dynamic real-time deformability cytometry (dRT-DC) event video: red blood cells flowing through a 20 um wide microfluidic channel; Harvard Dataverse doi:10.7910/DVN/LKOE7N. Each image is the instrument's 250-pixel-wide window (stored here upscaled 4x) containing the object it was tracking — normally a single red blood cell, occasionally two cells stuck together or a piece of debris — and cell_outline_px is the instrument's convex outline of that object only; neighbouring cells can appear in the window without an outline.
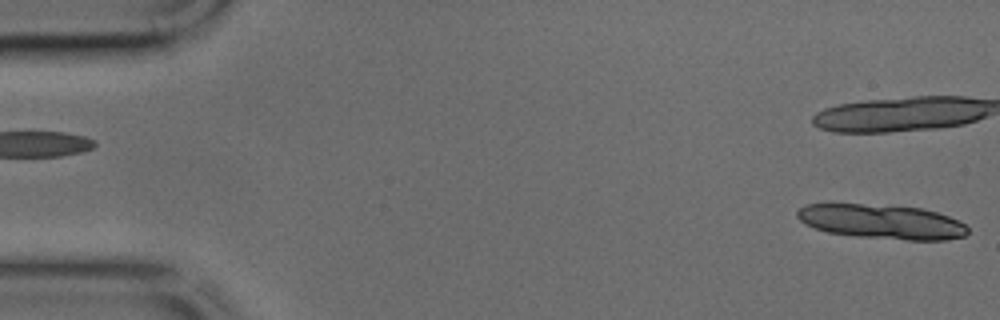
{"species": "common noctule bat (a hibernating species)", "species_latin": "Nyctalus noctula", "temperature_condition": "cold", "stored_images_in_passage": 10, "camera_frame_rate_fps": 3000, "um_per_image_px": 0.085, "animal": {"sex": "male", "body_mass_g": 17.9, "forearm_length_mm": 54.2}, "frame": {"image": 1, "passage_image": 1, "time_ms": 0.0, "image_size_px": [1000, 320], "cell_outline_px": [[968, 232], [964, 236], [948, 240], [908, 240], [856, 236], [828, 232], [804, 224], [796, 216], [796, 212], [804, 204], [860, 204], [924, 208], [948, 216], [964, 224], [968, 228]], "centroid_in_image_um": [74.95, 18.84], "position_along_channel_um": 10.1, "area_um2": 34.1}}